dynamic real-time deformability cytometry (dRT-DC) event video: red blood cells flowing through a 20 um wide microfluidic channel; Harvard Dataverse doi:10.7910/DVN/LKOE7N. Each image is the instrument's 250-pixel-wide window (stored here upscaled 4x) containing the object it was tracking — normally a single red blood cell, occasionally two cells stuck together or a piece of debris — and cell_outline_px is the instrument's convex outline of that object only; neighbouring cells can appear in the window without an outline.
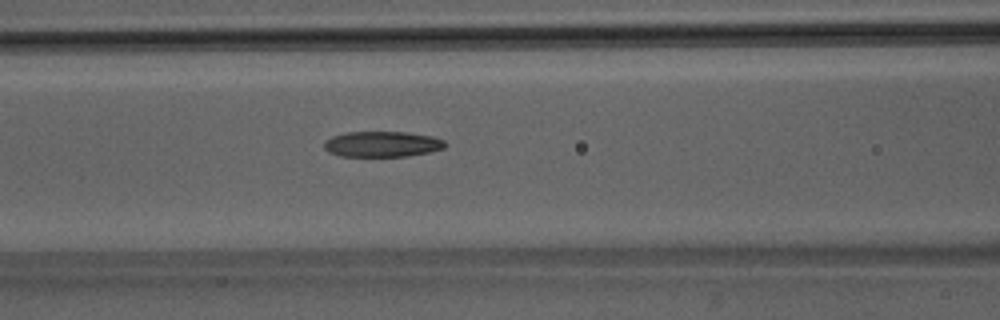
{"species": "Egyptian fruit bat (a non-hibernating species)", "species_latin": "Rousettus aegyptiacus", "temperature_condition": "room temperature", "stored_images_in_passage": 51, "camera_frame_rate_fps": 3000, "um_per_image_px": 0.085, "animal": {"sex": "male"}, "frame": {"image": 1, "passage_image": 22, "time_ms": 7.0, "image_size_px": [1000, 320], "cell_outline_px": [[448, 144], [444, 148], [428, 152], [408, 156], [340, 156], [328, 152], [324, 148], [324, 140], [332, 136], [348, 132], [404, 132], [432, 136], [444, 140]], "centroid_in_image_um": [32.48, 12.25], "position_along_channel_um": 134.1, "area_um2": 18.09}}
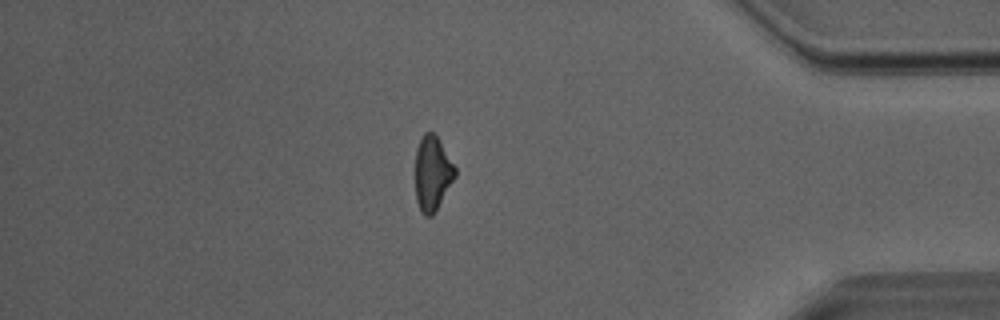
{"frame": {"image": 2, "passage_image": 44, "time_ms": 14.333, "image_size_px": [1000, 320], "cell_outline_px": [[456, 176], [432, 216], [424, 216], [420, 212], [416, 200], [416, 148], [424, 132], [432, 132], [436, 136], [456, 168]], "centroid_in_image_um": [36.74, 14.76], "position_along_channel_um": 398.5, "area_um2": 17.05}}
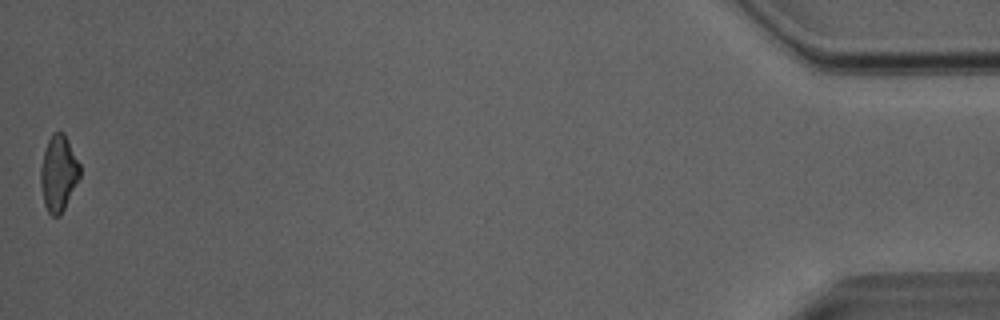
{"frame": {"image": 3, "passage_image": 51, "time_ms": 16.667, "image_size_px": [1000, 320], "cell_outline_px": [[80, 176], [60, 216], [52, 216], [48, 212], [44, 204], [40, 184], [40, 168], [44, 152], [48, 140], [52, 132], [64, 132], [80, 164]], "centroid_in_image_um": [4.96, 14.72], "position_along_channel_um": 430.2, "area_um2": 17.28}, "authors_computed_cell_mechanics": {"area_um2": 18.5538, "velocity_mm_per_s": 4.0679, "shape_relaxation_time_tau1_ms": 9.2626, "shape_relaxation_time_tau2_ms": 4.9534, "deformation_change_tau1": 0.2251, "deformation_change_tau2": 0.16}}